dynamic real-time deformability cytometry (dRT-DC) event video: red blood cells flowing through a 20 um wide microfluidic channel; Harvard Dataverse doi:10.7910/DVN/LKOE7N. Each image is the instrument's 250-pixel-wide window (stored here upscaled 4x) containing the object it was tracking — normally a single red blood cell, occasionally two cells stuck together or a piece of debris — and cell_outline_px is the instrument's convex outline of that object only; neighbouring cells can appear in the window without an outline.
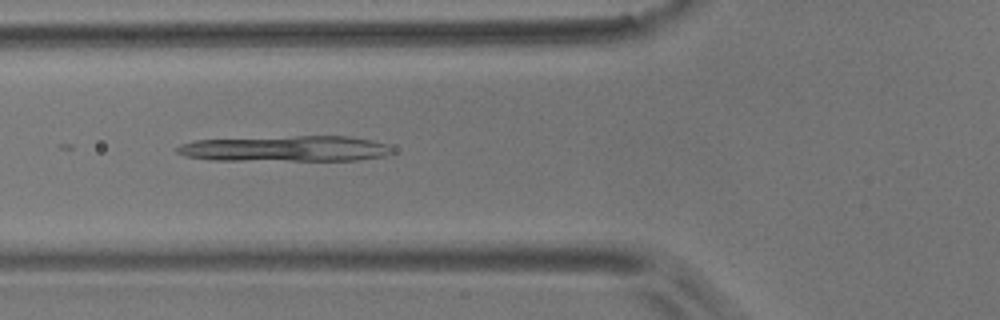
{"species": "common noctule bat (a hibernating species)", "species_latin": "Nyctalus noctula", "temperature_condition": "room temperature", "stored_images_in_passage": 15, "camera_frame_rate_fps": 3000, "um_per_image_px": 0.085, "animal": {"sex": "male", "body_mass_g": 17.9}, "frame": {"image": 1, "passage_image": 6, "time_ms": 6.333, "image_size_px": [1000, 320], "cell_outline_px": [[392, 152], [384, 156], [356, 160], [212, 160], [184, 156], [176, 152], [176, 148], [180, 144], [196, 140], [296, 136], [348, 136], [372, 140], [388, 144], [392, 148]], "centroid_in_image_um": [24.28, 12.63], "position_along_channel_um": 101.5, "area_um2": 32.19}}
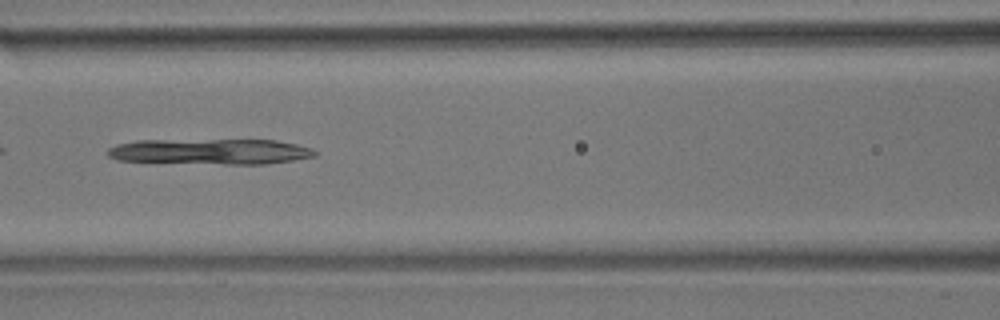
{"frame": {"image": 2, "passage_image": 7, "time_ms": 7.667, "image_size_px": [1000, 320], "cell_outline_px": [[320, 152], [316, 156], [268, 164], [224, 164], [116, 160], [108, 156], [108, 148], [116, 144], [136, 140], [276, 140], [296, 144], [312, 148]], "centroid_in_image_um": [17.92, 12.88], "position_along_channel_um": 148.7, "area_um2": 30.98}}
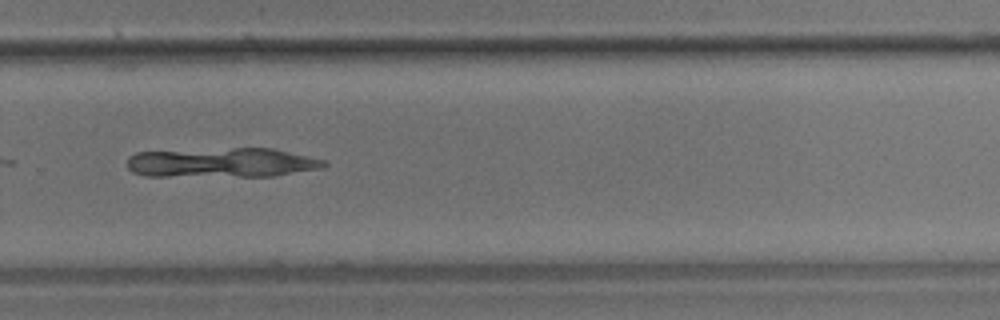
{"frame": {"image": 3, "passage_image": 11, "time_ms": 12.333, "image_size_px": [1000, 320], "cell_outline_px": [[328, 164], [324, 168], [272, 176], [144, 176], [132, 172], [128, 168], [128, 156], [136, 152], [232, 148], [272, 148], [324, 160]], "centroid_in_image_um": [18.84, 13.83], "position_along_channel_um": 311.0, "area_um2": 33.93}}